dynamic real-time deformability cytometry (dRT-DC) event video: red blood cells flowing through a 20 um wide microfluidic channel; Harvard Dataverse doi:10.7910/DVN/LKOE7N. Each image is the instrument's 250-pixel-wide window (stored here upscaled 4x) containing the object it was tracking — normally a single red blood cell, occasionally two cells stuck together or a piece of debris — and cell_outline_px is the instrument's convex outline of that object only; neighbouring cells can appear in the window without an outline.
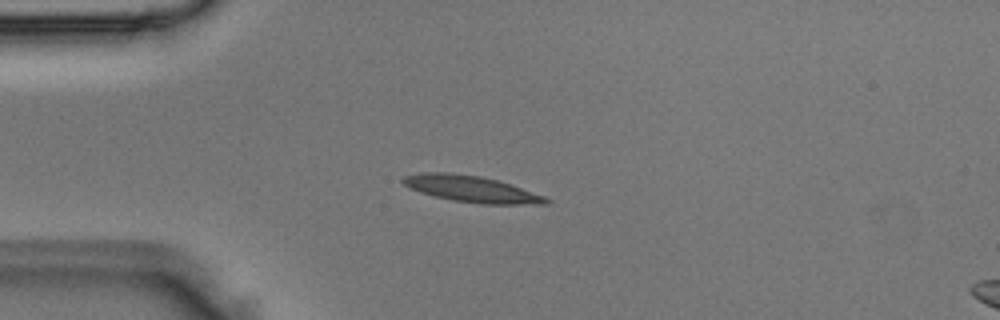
{"species": "Egyptian fruit bat (a non-hibernating species)", "species_latin": "Rousettus aegyptiacus", "temperature_condition": "room temperature", "stored_images_in_passage": 1, "camera_frame_rate_fps": 3000, "um_per_image_px": 0.085, "animal": {"sex": "male"}, "frame": {"image": 1, "passage_image": 1, "time_ms": 0.0, "image_size_px": [1000, 320], "cell_outline_px": [[552, 200], [548, 204], [484, 204], [452, 200], [420, 192], [404, 184], [400, 180], [404, 176], [420, 172], [448, 172], [480, 176], [496, 180], [544, 196]], "centroid_in_image_um": [40.05, 16.06], "position_along_channel_um": 45.0, "area_um2": 21.68}}